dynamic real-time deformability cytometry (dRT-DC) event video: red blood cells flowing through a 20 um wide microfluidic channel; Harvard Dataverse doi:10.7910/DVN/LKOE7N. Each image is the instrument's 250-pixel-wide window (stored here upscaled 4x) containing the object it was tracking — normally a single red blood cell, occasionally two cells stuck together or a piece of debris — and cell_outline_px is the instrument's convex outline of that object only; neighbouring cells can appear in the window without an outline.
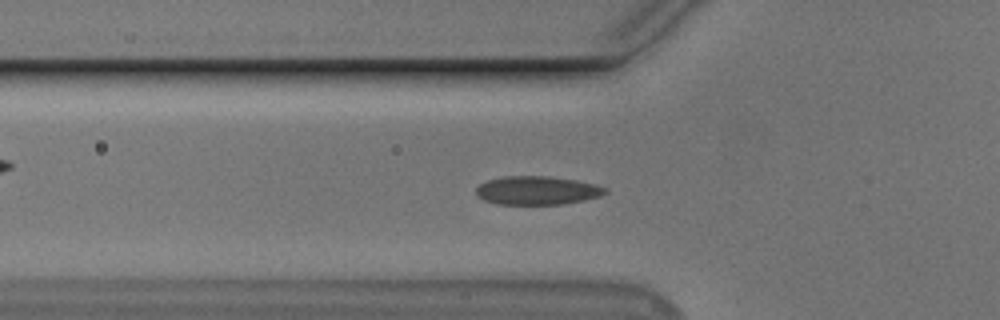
{"species": "Egyptian fruit bat (a non-hibernating species)", "species_latin": "Rousettus aegyptiacus", "temperature_condition": "cold", "stored_images_in_passage": 55, "camera_frame_rate_fps": 3000, "um_per_image_px": 0.085, "animal": {"sex": "male"}, "frame": {"image": 1, "passage_image": 18, "time_ms": 5.667, "image_size_px": [1000, 320], "cell_outline_px": [[608, 192], [600, 196], [584, 200], [560, 204], [496, 204], [484, 200], [476, 192], [476, 188], [480, 184], [488, 180], [504, 176], [548, 176], [576, 180], [596, 184], [608, 188]], "centroid_in_image_um": [45.69, 16.18], "position_along_channel_um": 80.1, "area_um2": 21.44}}
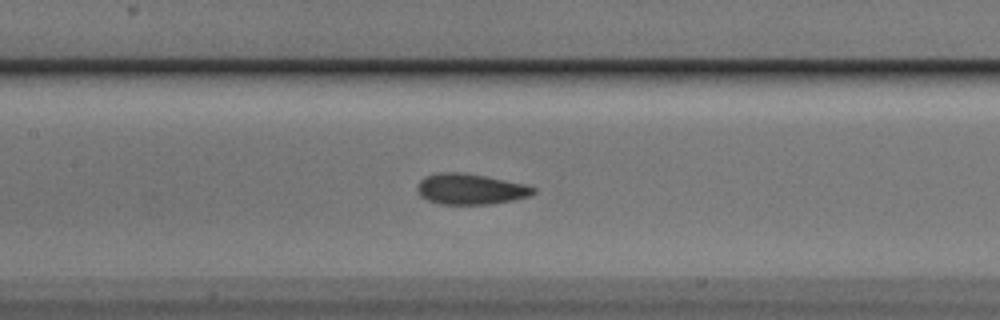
{"frame": {"image": 2, "passage_image": 25, "time_ms": 8.0, "image_size_px": [1000, 320], "cell_outline_px": [[536, 192], [528, 196], [512, 200], [492, 204], [440, 204], [428, 200], [420, 196], [416, 188], [416, 184], [424, 176], [436, 172], [460, 172], [484, 176], [524, 184], [536, 188]], "centroid_in_image_um": [39.93, 16.07], "position_along_channel_um": 167.5, "area_um2": 20.81}}
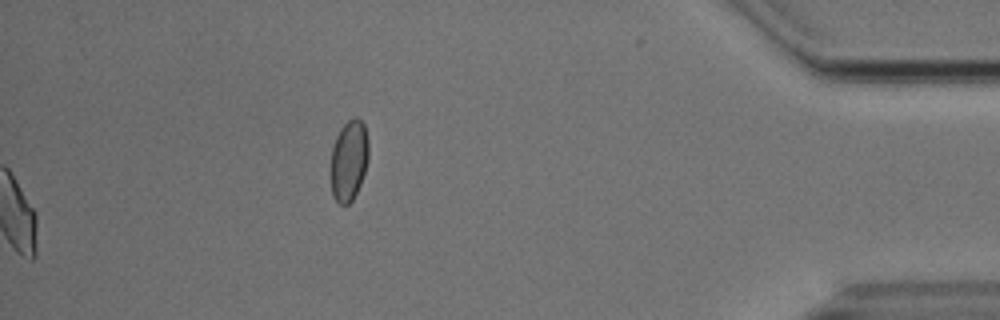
{"frame": {"image": 3, "passage_image": 55, "time_ms": 18.0, "image_size_px": [1000, 320], "cell_outline_px": [[368, 160], [360, 184], [352, 200], [348, 204], [340, 204], [332, 196], [332, 148], [336, 136], [340, 128], [348, 120], [356, 116], [364, 124], [368, 140]], "centroid_in_image_um": [29.67, 13.6], "position_along_channel_um": 405.5, "area_um2": 17.57}, "authors_computed_cell_mechanics": {"area_um2": 20.2878, "velocity_mm_per_s": 3.7088, "shape_relaxation_time_tau1_ms": 6.5705, "shape_relaxation_time_tau2_ms": 1.8676, "deformation_change_tau1": 0.1511, "deformation_change_tau2": 0.0496}}